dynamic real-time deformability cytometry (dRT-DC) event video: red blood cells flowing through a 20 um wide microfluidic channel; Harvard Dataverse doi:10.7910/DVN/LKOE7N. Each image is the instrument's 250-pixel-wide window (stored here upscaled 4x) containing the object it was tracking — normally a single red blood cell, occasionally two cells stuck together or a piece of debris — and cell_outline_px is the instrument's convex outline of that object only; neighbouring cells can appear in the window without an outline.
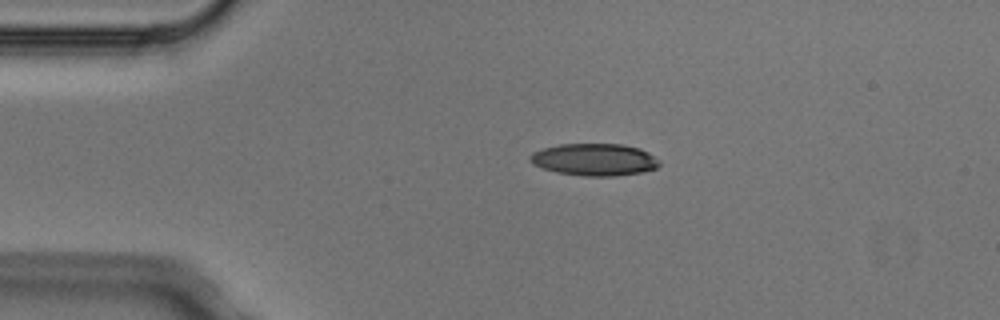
{"species": "Egyptian fruit bat (a non-hibernating species)", "species_latin": "Rousettus aegyptiacus", "temperature_condition": "cold", "stored_images_in_passage": 2, "camera_frame_rate_fps": 3000, "um_per_image_px": 0.085, "animal": {"sex": "male"}, "frame": {"image": 1, "passage_image": 1, "time_ms": 0.0, "image_size_px": [1000, 320], "cell_outline_px": [[660, 164], [656, 168], [640, 172], [612, 176], [584, 176], [556, 172], [532, 164], [528, 160], [528, 156], [532, 152], [544, 148], [560, 144], [624, 144], [640, 148], [648, 152], [660, 160]], "centroid_in_image_um": [50.51, 13.56], "position_along_channel_um": 34.5, "area_um2": 24.28}}